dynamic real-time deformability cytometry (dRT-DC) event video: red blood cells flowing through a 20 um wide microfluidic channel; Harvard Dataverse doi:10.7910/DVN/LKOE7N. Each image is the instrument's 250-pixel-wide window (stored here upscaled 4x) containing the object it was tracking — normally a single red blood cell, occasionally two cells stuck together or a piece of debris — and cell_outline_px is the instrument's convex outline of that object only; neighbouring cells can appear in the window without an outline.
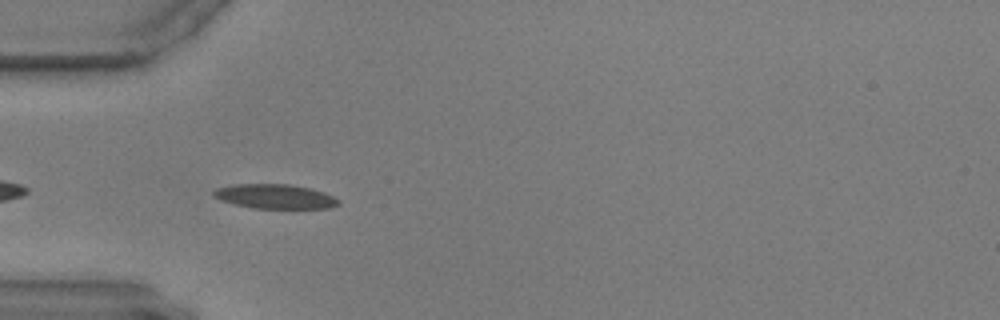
{"species": "common noctule bat (a hibernating species)", "species_latin": "Nyctalus noctula", "temperature_condition": "warm", "stored_images_in_passage": 34, "camera_frame_rate_fps": 3000, "um_per_image_px": 0.085, "animal": {"sex": "male", "body_mass_g": 17.9, "forearm_length_mm": 54.2}, "frame": {"image": 1, "passage_image": 3, "time_ms": 0.667, "image_size_px": [1000, 320], "cell_outline_px": [[340, 204], [328, 208], [252, 208], [220, 200], [212, 196], [212, 192], [216, 188], [236, 184], [288, 184], [312, 188], [324, 192], [340, 200]], "centroid_in_image_um": [23.37, 16.69], "position_along_channel_um": 61.6, "area_um2": 17.8}}
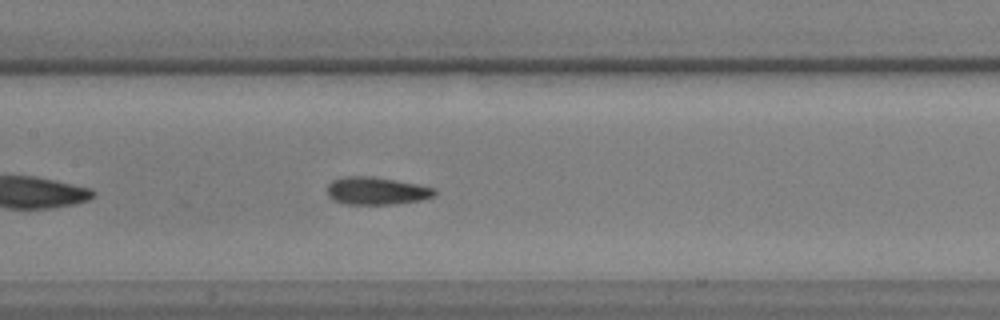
{"frame": {"image": 2, "passage_image": 13, "time_ms": 4.0, "image_size_px": [1000, 320], "cell_outline_px": [[436, 192], [432, 196], [420, 200], [392, 204], [344, 204], [328, 196], [328, 184], [332, 180], [344, 176], [372, 176], [396, 180], [436, 188]], "centroid_in_image_um": [31.98, 16.21], "position_along_channel_um": 175.4, "area_um2": 17.17}}
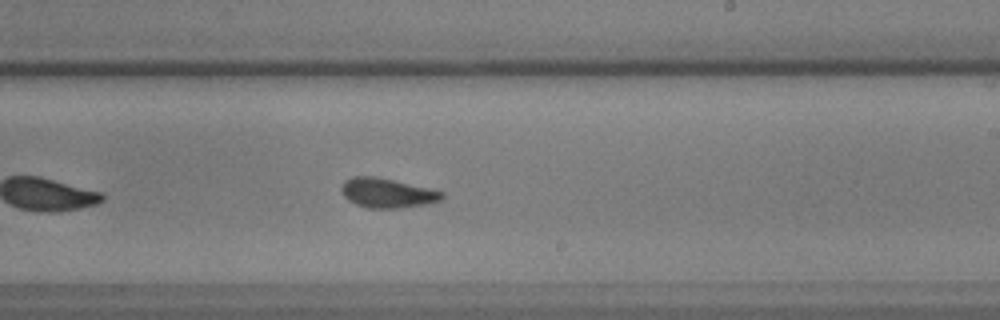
{"frame": {"image": 3, "passage_image": 20, "time_ms": 6.333, "image_size_px": [1000, 320], "cell_outline_px": [[444, 196], [440, 200], [424, 204], [400, 208], [368, 208], [356, 204], [348, 200], [344, 196], [340, 188], [344, 180], [352, 176], [376, 176], [428, 188], [444, 192]], "centroid_in_image_um": [32.87, 16.39], "position_along_channel_um": 256.1, "area_um2": 17.22}}